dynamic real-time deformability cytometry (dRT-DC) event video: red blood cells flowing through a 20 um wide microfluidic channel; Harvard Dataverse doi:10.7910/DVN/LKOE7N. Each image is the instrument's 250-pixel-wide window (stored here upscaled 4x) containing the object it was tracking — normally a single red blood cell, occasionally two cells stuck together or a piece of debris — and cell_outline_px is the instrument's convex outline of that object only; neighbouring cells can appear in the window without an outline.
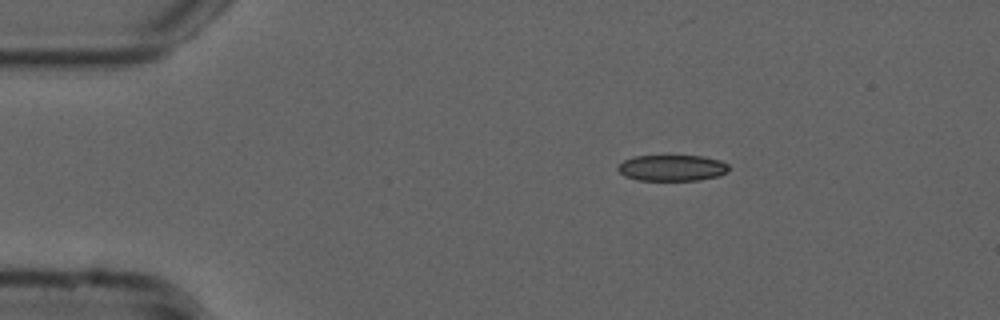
{"species": "common noctule bat (a hibernating species)", "species_latin": "Nyctalus noctula", "temperature_condition": "cold", "stored_images_in_passage": 46, "camera_frame_rate_fps": 3000, "um_per_image_px": 0.085, "animal": {"sex": "male", "forearm_length_mm": 52.5}, "frame": {"image": 1, "passage_image": 1, "time_ms": 0.0, "image_size_px": [1000, 320], "cell_outline_px": [[728, 172], [720, 176], [700, 180], [636, 180], [624, 176], [616, 168], [624, 160], [632, 156], [704, 156], [720, 160], [728, 164]], "centroid_in_image_um": [57.14, 14.27], "position_along_channel_um": 27.9, "area_um2": 16.99}}
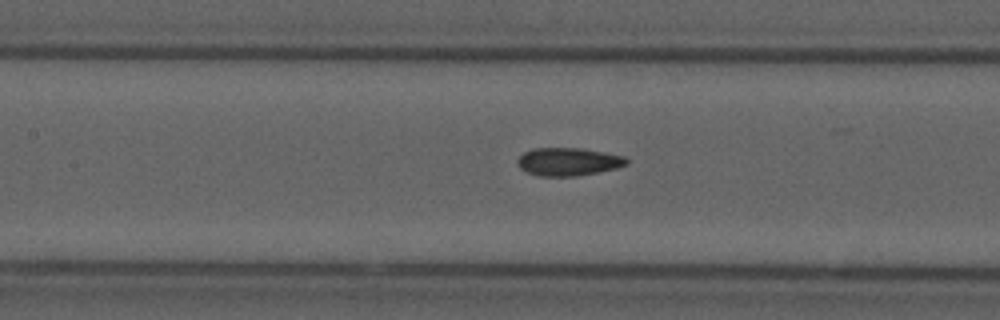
{"frame": {"image": 2, "passage_image": 16, "time_ms": 5.0, "image_size_px": [1000, 320], "cell_outline_px": [[628, 164], [616, 168], [576, 176], [540, 176], [528, 172], [520, 168], [516, 164], [516, 160], [524, 152], [532, 148], [584, 148], [624, 156], [628, 160]], "centroid_in_image_um": [48.28, 13.73], "position_along_channel_um": 159.1, "area_um2": 17.8}}
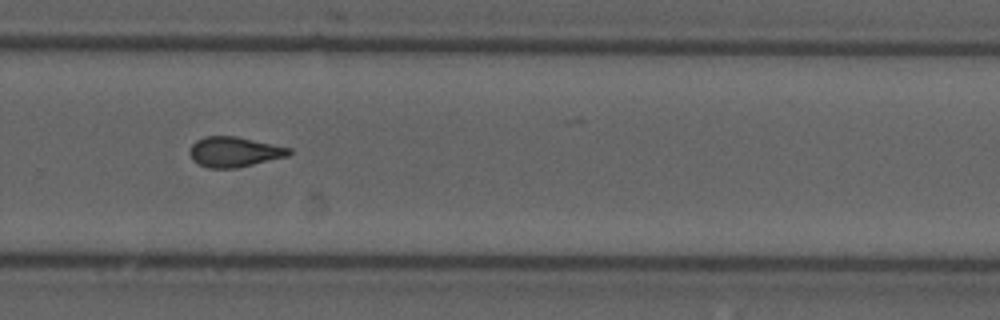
{"frame": {"image": 3, "passage_image": 28, "time_ms": 9.0, "image_size_px": [1000, 320], "cell_outline_px": [[292, 152], [288, 156], [236, 168], [208, 168], [192, 160], [188, 152], [192, 144], [196, 140], [204, 136], [236, 136], [292, 148]], "centroid_in_image_um": [19.9, 12.9], "position_along_channel_um": 309.9, "area_um2": 17.51}, "authors_computed_cell_mechanics": {"area_um2": 17.4556, "velocity_mm_per_s": 3.7929, "shape_relaxation_time_tau1_ms": null, "shape_relaxation_time_tau2_ms": 3.1216, "deformation_change_tau1": null, "deformation_change_tau2": 0.0916}}